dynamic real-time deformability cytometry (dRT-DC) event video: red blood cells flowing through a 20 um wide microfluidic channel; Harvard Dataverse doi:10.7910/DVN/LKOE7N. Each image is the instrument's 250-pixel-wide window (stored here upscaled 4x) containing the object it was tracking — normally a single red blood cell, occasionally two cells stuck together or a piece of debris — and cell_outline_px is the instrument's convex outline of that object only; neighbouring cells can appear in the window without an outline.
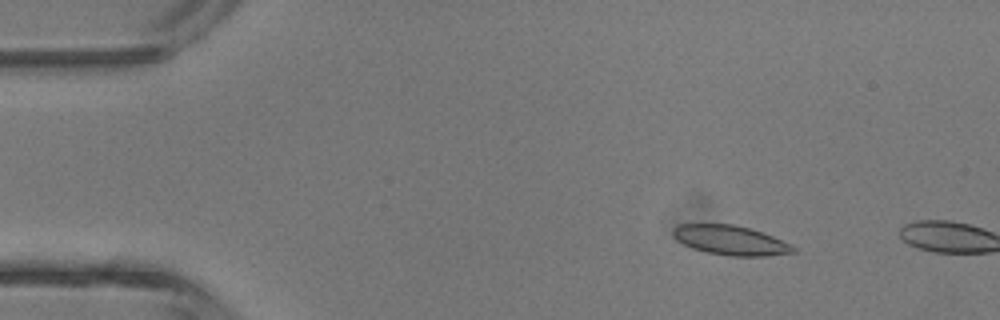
{"species": "common noctule bat (a hibernating species)", "species_latin": "Nyctalus noctula", "temperature_condition": "room temperature", "stored_images_in_passage": 2, "camera_frame_rate_fps": 3000, "um_per_image_px": 0.085, "animal": {"sex": "male", "body_mass_g": 13.3}, "frame": {"image": 1, "passage_image": 1, "time_ms": 0.0, "image_size_px": [1000, 320], "cell_outline_px": [[796, 252], [764, 256], [728, 256], [708, 252], [692, 248], [676, 240], [672, 236], [672, 228], [680, 224], [732, 224], [752, 228], [792, 244], [796, 248]], "centroid_in_image_um": [62.09, 20.41], "position_along_channel_um": 22.9, "area_um2": 20.81}}